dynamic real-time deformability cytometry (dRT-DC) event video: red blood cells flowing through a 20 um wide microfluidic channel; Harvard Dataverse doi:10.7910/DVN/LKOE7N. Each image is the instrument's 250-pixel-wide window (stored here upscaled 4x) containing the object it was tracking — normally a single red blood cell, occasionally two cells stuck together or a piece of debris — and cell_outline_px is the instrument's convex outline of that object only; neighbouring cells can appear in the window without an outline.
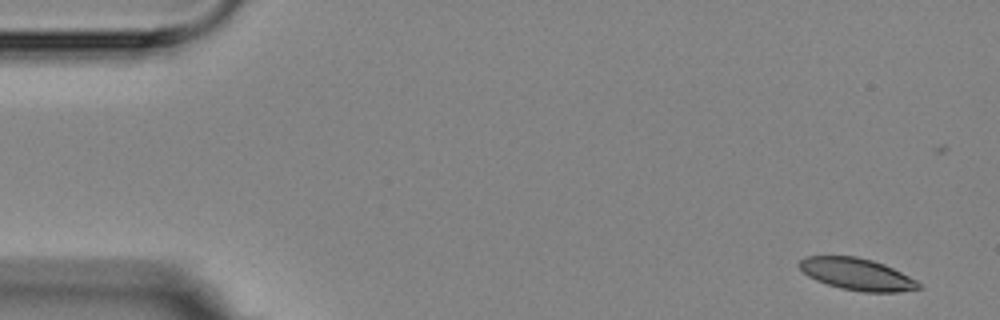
{"species": "Egyptian fruit bat (a non-hibernating species)", "species_latin": "Rousettus aegyptiacus", "temperature_condition": "room temperature", "stored_images_in_passage": 5, "camera_frame_rate_fps": 3000, "um_per_image_px": 0.085, "animal": {"sex": "female"}, "frame": {"image": 1, "passage_image": 1, "time_ms": 0.0, "image_size_px": [1000, 320], "cell_outline_px": [[924, 288], [900, 292], [864, 292], [840, 288], [816, 280], [808, 276], [796, 264], [804, 256], [856, 256], [872, 260], [884, 264], [916, 280]], "centroid_in_image_um": [72.83, 23.3], "position_along_channel_um": 12.2, "area_um2": 22.2}}